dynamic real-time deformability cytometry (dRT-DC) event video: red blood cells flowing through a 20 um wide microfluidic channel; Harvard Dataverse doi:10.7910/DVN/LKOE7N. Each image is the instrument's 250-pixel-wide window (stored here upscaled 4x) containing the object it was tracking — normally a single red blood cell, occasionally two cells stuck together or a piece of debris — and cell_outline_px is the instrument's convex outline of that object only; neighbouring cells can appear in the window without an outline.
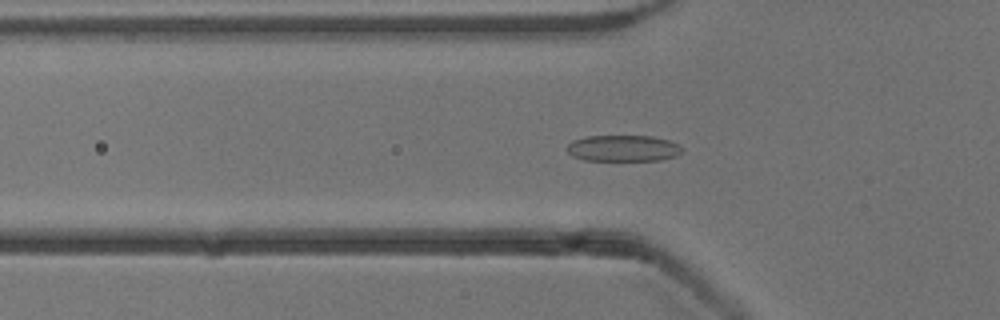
{"species": "common noctule bat (a hibernating species)", "species_latin": "Nyctalus noctula", "temperature_condition": "cold", "stored_images_in_passage": 53, "camera_frame_rate_fps": 3000, "um_per_image_px": 0.085, "animal": {"sex": "male", "body_mass_g": 13.3}, "frame": {"image": 1, "passage_image": 17, "time_ms": 5.333, "image_size_px": [1000, 320], "cell_outline_px": [[684, 148], [676, 156], [660, 160], [584, 160], [572, 156], [568, 152], [568, 144], [572, 140], [588, 136], [652, 136], [668, 140]], "centroid_in_image_um": [52.96, 12.6], "position_along_channel_um": 72.8, "area_um2": 17.51}}
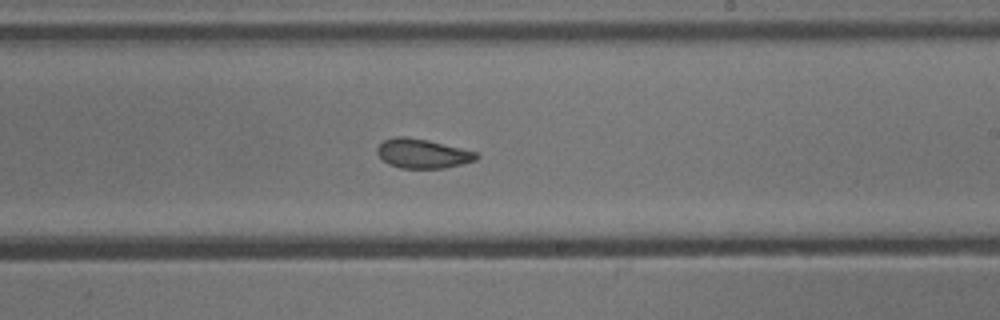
{"frame": {"image": 2, "passage_image": 31, "time_ms": 10.0, "image_size_px": [1000, 320], "cell_outline_px": [[480, 156], [476, 160], [444, 168], [400, 168], [388, 164], [376, 152], [376, 148], [384, 140], [396, 136], [404, 136], [428, 140], [480, 152]], "centroid_in_image_um": [35.95, 13.04], "position_along_channel_um": 253.1, "area_um2": 17.05}}
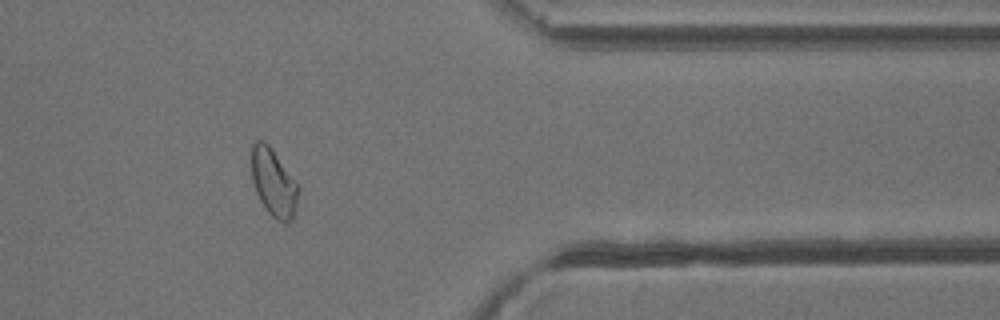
{"frame": {"image": 3, "passage_image": 43, "time_ms": 14.0, "image_size_px": [1000, 320], "cell_outline_px": [[300, 188], [296, 208], [292, 220], [280, 220], [272, 216], [264, 208], [256, 192], [252, 180], [252, 144], [256, 140], [264, 140], [268, 144], [300, 184]], "centroid_in_image_um": [23.28, 15.5], "position_along_channel_um": 388.1, "area_um2": 18.55}, "authors_computed_cell_mechanics": {"area_um2": 18.5538, "velocity_mm_per_s": 3.8429, "shape_relaxation_time_tau1_ms": 4.2992, "shape_relaxation_time_tau2_ms": 1.5628, "deformation_change_tau1": 0.1191, "deformation_change_tau2": 0.0717}}